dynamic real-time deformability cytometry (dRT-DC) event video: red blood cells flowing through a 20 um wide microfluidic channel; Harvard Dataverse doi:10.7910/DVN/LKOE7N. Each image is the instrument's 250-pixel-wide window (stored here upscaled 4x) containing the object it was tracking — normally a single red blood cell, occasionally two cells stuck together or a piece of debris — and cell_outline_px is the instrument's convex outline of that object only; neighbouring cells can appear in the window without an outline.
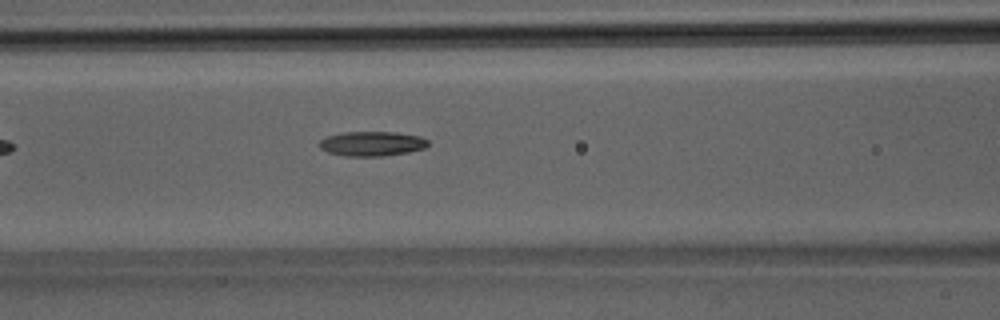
{"species": "Egyptian fruit bat (a non-hibernating species)", "species_latin": "Rousettus aegyptiacus", "temperature_condition": "room temperature", "stored_images_in_passage": 27, "camera_frame_rate_fps": 3000, "um_per_image_px": 0.085, "animal": {"sex": "male"}, "frame": {"image": 1, "passage_image": 5, "time_ms": 1.333, "image_size_px": [1000, 320], "cell_outline_px": [[428, 144], [424, 148], [408, 152], [384, 156], [348, 156], [328, 152], [320, 148], [320, 140], [324, 136], [344, 132], [396, 132], [420, 136], [428, 140]], "centroid_in_image_um": [31.6, 12.2], "position_along_channel_um": 135.0, "area_um2": 15.61}}
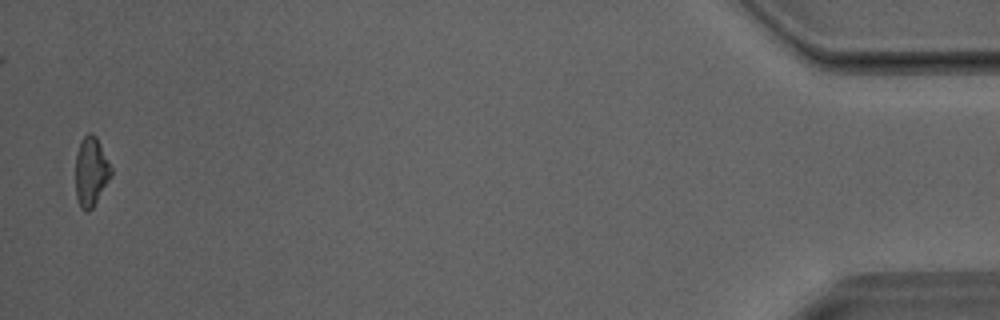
{"frame": {"image": 2, "passage_image": 27, "time_ms": 8.667, "image_size_px": [1000, 320], "cell_outline_px": [[112, 176], [92, 208], [88, 212], [80, 208], [76, 196], [76, 156], [80, 140], [88, 132], [92, 132], [96, 136], [112, 168]], "centroid_in_image_um": [7.74, 14.58], "position_along_channel_um": 427.5, "area_um2": 14.39}}